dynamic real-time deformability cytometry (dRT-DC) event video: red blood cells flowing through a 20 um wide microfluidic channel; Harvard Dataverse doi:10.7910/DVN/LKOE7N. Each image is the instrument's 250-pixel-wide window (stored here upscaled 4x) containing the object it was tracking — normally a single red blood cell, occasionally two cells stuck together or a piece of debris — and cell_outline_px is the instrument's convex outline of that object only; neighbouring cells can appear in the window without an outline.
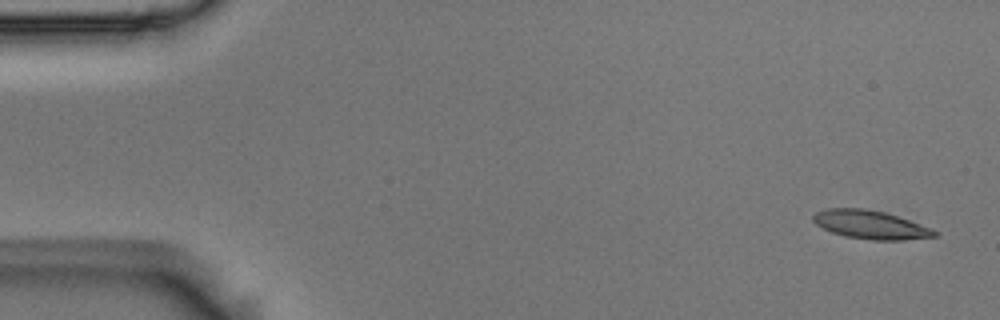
{"species": "Egyptian fruit bat (a non-hibernating species)", "species_latin": "Rousettus aegyptiacus", "temperature_condition": "room temperature", "stored_images_in_passage": 53, "camera_frame_rate_fps": 3000, "um_per_image_px": 0.085, "animal": {"sex": "male"}, "frame": {"image": 1, "passage_image": 1, "time_ms": 0.0, "image_size_px": [1000, 320], "cell_outline_px": [[940, 236], [904, 240], [872, 240], [844, 236], [832, 232], [816, 224], [812, 220], [812, 216], [816, 212], [828, 208], [864, 208], [884, 212], [932, 228], [940, 232]], "centroid_in_image_um": [74.02, 19.11], "position_along_channel_um": 11.0, "area_um2": 20.17}}
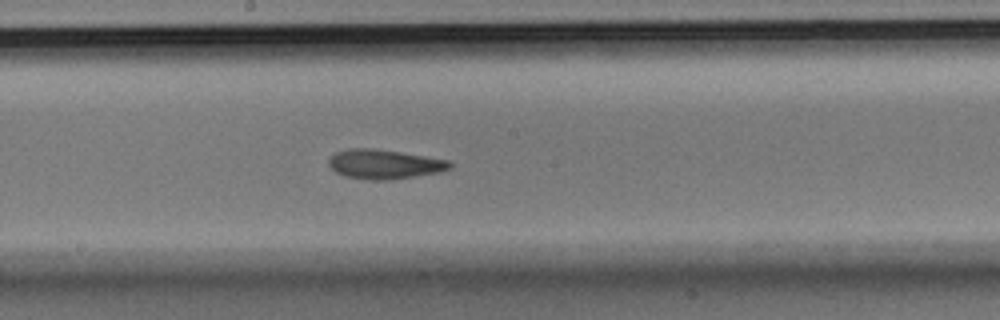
{"frame": {"image": 2, "passage_image": 28, "time_ms": 9.0, "image_size_px": [1000, 320], "cell_outline_px": [[452, 168], [440, 172], [416, 176], [388, 180], [376, 180], [348, 176], [336, 172], [328, 164], [328, 160], [336, 152], [348, 148], [372, 148], [400, 152], [452, 160]], "centroid_in_image_um": [32.73, 13.94], "position_along_channel_um": 215.5, "area_um2": 20.69}}
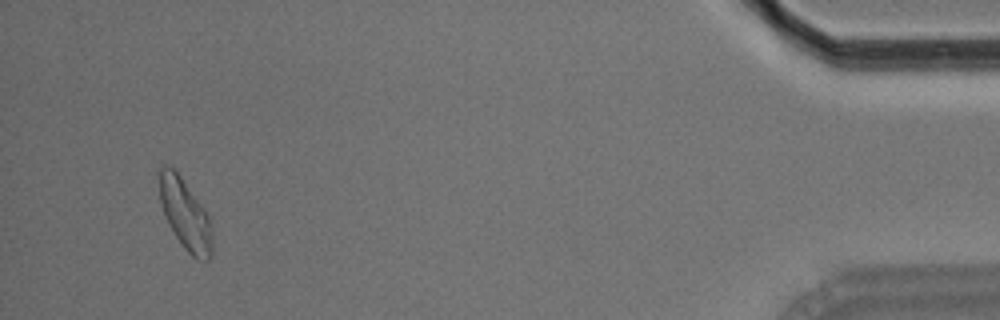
{"frame": {"image": 3, "passage_image": 51, "time_ms": 16.667, "image_size_px": [1000, 320], "cell_outline_px": [[212, 256], [208, 260], [196, 260], [184, 248], [176, 236], [164, 212], [160, 200], [160, 168], [164, 164], [168, 164], [180, 176], [204, 208], [212, 220]], "centroid_in_image_um": [15.79, 18.26], "position_along_channel_um": 419.4, "area_um2": 21.44}, "authors_computed_cell_mechanics": {"area_um2": 20.1722, "velocity_mm_per_s": 3.6386, "shape_relaxation_time_tau1_ms": 9.2553, "shape_relaxation_time_tau2_ms": 1.9039, "deformation_change_tau1": 0.208, "deformation_change_tau2": 0.0853}}